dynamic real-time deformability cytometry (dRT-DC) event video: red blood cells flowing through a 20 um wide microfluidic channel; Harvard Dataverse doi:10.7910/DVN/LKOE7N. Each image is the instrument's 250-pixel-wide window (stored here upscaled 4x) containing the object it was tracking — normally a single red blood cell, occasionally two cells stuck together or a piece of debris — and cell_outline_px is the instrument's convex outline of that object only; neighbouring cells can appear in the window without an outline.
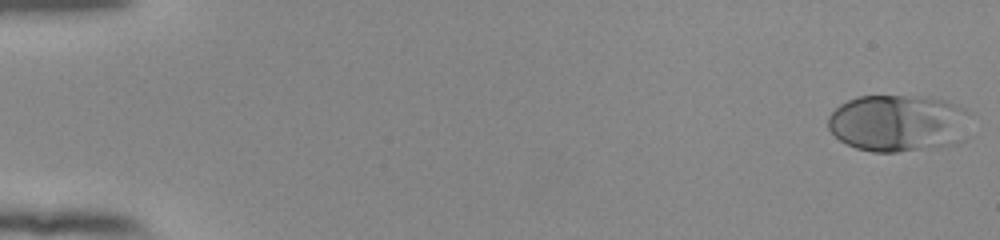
{"species": "human", "species_latin": "Homo sapiens", "temperature_condition": "room temperature", "stored_images_in_passage": 54, "camera_frame_rate_fps": 3000, "um_per_image_px": 0.085, "donor": {"sex": "female"}, "frame": {"image": 1, "passage_image": 1, "time_ms": 0.0, "image_size_px": [1000, 240], "cell_outline_px": [[972, 112], [968, 140], [956, 144], [932, 148], [896, 152], [872, 152], [856, 148], [840, 140], [828, 128], [828, 116], [840, 104], [856, 96], [928, 96], [944, 100], [964, 108]], "centroid_in_image_um": [76.46, 10.47], "position_along_channel_um": 8.5, "area_um2": 48.49}}
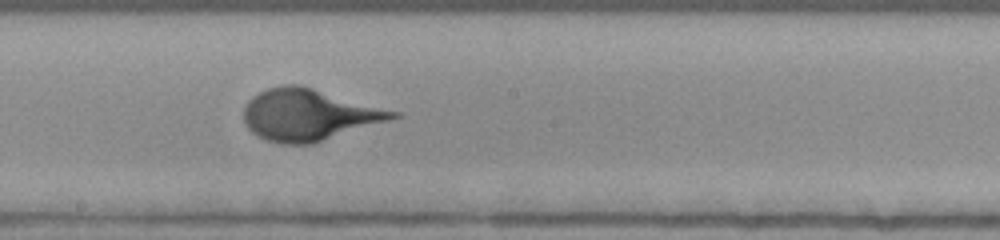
{"frame": {"image": 2, "passage_image": 31, "time_ms": 10.0, "image_size_px": [1000, 240], "cell_outline_px": [[400, 116], [388, 120], [312, 144], [280, 144], [264, 140], [256, 136], [244, 124], [244, 108], [248, 100], [252, 96], [268, 88], [284, 84], [296, 84], [312, 88], [400, 112]], "centroid_in_image_um": [26.19, 9.77], "position_along_channel_um": 222.0, "area_um2": 44.45}}
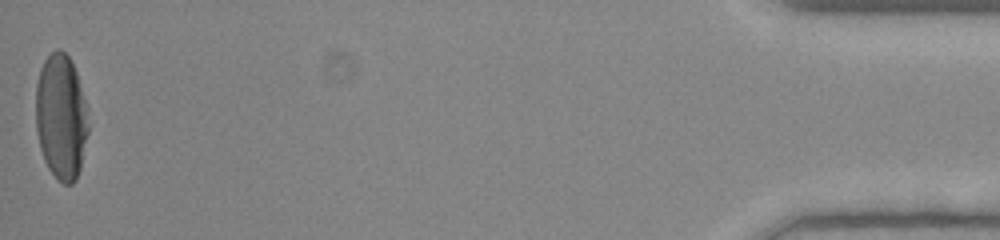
{"frame": {"image": 3, "passage_image": 54, "time_ms": 17.667, "image_size_px": [1000, 240], "cell_outline_px": [[88, 132], [80, 168], [76, 180], [72, 184], [64, 184], [56, 180], [48, 168], [44, 160], [40, 148], [36, 128], [36, 84], [40, 68], [44, 60], [56, 48], [60, 48], [68, 56], [76, 72], [88, 108]], "centroid_in_image_um": [5.19, 9.95], "position_along_channel_um": 430.0, "area_um2": 38.73}}